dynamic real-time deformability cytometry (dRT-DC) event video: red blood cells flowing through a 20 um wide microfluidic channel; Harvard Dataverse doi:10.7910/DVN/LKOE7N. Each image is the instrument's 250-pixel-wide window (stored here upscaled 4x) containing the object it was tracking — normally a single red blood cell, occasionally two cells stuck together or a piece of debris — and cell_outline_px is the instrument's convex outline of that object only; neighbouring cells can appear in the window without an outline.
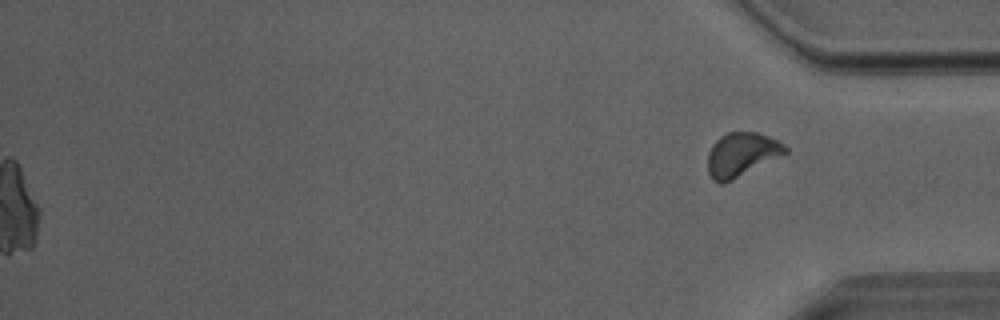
{"species": "Egyptian fruit bat (a non-hibernating species)", "species_latin": "Rousettus aegyptiacus", "temperature_condition": "room temperature", "stored_images_in_passage": 52, "segment_of_instrument_passage": [2, 2], "camera_frame_rate_fps": 3000, "um_per_image_px": 0.085, "animal": {"sex": "male"}, "frame": {"image": 1, "passage_image": 52, "time_ms": 17.0, "image_size_px": [1000, 320], "cell_outline_px": [[788, 152], [724, 184], [720, 184], [712, 180], [708, 172], [708, 152], [712, 144], [720, 136], [728, 132], [756, 132], [780, 140], [788, 148]], "centroid_in_image_um": [63.02, 13.13], "position_along_channel_um": 372.2, "area_um2": 19.88}}